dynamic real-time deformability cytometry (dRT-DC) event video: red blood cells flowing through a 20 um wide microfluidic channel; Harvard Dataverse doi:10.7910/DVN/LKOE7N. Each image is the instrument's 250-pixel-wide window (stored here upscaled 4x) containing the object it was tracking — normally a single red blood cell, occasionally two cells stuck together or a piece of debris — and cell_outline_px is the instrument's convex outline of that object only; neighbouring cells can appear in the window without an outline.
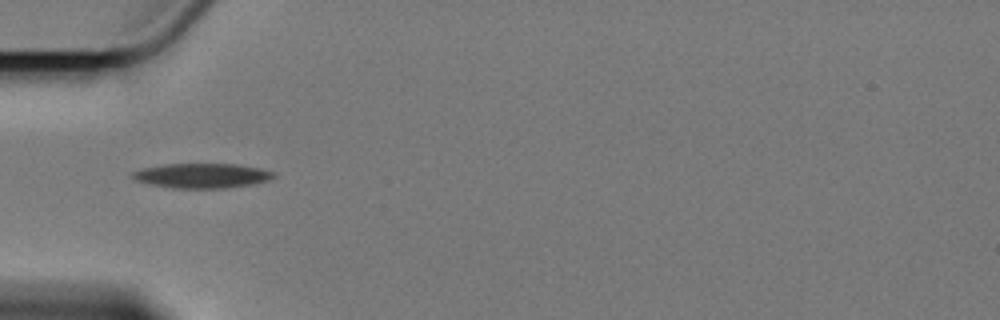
{"species": "Egyptian fruit bat (a non-hibernating species)", "species_latin": "Rousettus aegyptiacus", "temperature_condition": "cold", "stored_images_in_passage": 3, "camera_frame_rate_fps": 3000, "um_per_image_px": 0.085, "animal": {"sex": "female"}, "frame": {"image": 1, "passage_image": 1, "time_ms": 0.0, "image_size_px": [1000, 320], "cell_outline_px": [[276, 176], [268, 180], [252, 184], [224, 188], [172, 188], [148, 184], [136, 180], [128, 176], [132, 172], [144, 168], [164, 164], [236, 164], [260, 168], [276, 172]], "centroid_in_image_um": [17.15, 14.93], "position_along_channel_um": 67.8, "area_um2": 20.4}}
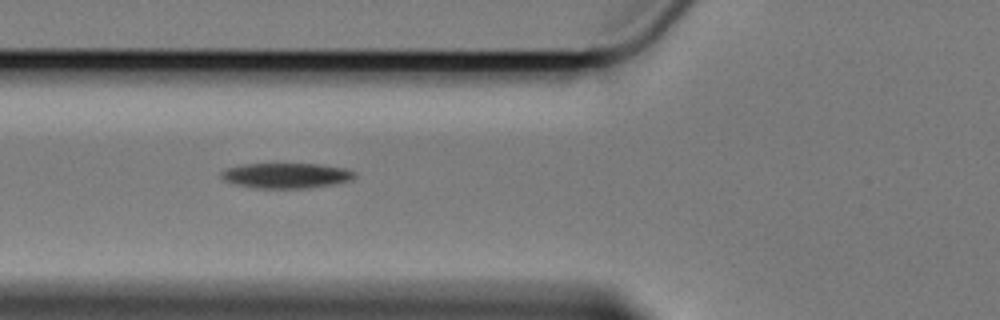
{"frame": {"image": 2, "passage_image": 2, "time_ms": 1.0, "image_size_px": [1000, 320], "cell_outline_px": [[356, 176], [352, 180], [332, 184], [308, 188], [256, 188], [232, 184], [224, 180], [220, 176], [220, 172], [228, 168], [240, 164], [320, 164], [348, 168], [356, 172]], "centroid_in_image_um": [24.34, 14.92], "position_along_channel_um": 101.5, "area_um2": 19.83}}
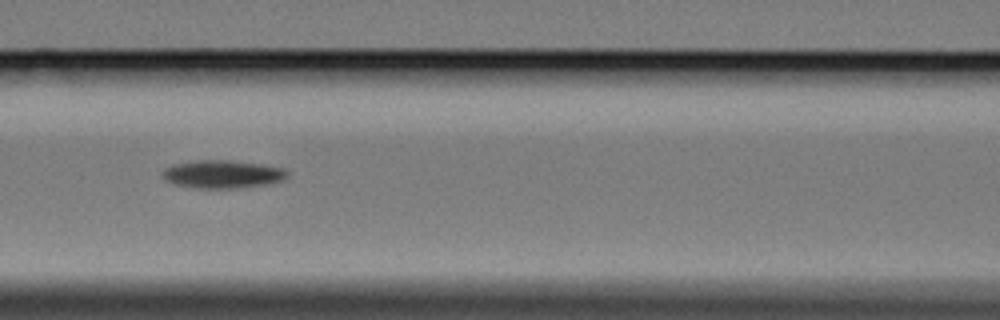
{"frame": {"image": 3, "passage_image": 3, "time_ms": 2.333, "image_size_px": [1000, 320], "cell_outline_px": [[288, 176], [284, 180], [268, 184], [240, 188], [196, 188], [176, 184], [164, 180], [160, 176], [164, 168], [172, 164], [196, 160], [228, 160], [260, 164], [284, 168], [288, 172]], "centroid_in_image_um": [18.9, 14.8], "position_along_channel_um": 147.7, "area_um2": 20.58}}